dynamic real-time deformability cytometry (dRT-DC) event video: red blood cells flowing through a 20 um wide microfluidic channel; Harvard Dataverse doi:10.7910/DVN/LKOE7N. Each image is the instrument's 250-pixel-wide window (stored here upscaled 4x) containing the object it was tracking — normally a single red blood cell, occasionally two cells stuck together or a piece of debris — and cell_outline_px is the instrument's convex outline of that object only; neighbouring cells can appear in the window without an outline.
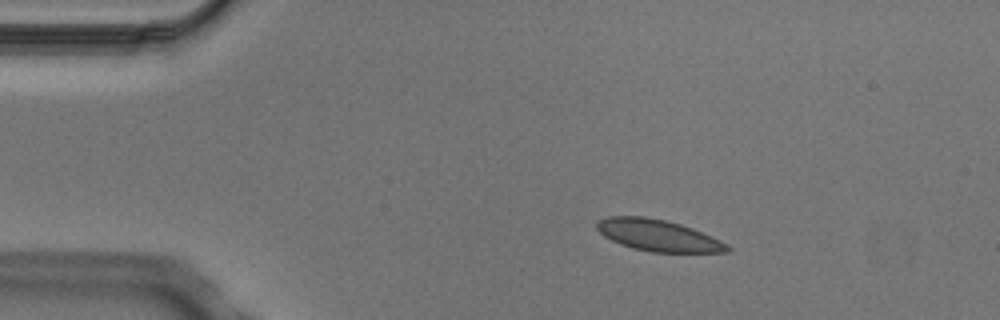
{"species": "Egyptian fruit bat (a non-hibernating species)", "species_latin": "Rousettus aegyptiacus", "temperature_condition": "cold", "stored_images_in_passage": 3, "camera_frame_rate_fps": 3000, "um_per_image_px": 0.085, "animal": {"sex": "male"}, "frame": {"image": 1, "passage_image": 1, "time_ms": 0.0, "image_size_px": [1000, 320], "cell_outline_px": [[732, 248], [728, 252], [652, 252], [632, 248], [620, 244], [604, 236], [596, 228], [596, 220], [608, 216], [644, 216], [664, 220], [680, 224], [692, 228], [712, 236], [728, 244]], "centroid_in_image_um": [55.93, 20.0], "position_along_channel_um": 29.1, "area_um2": 23.99}}
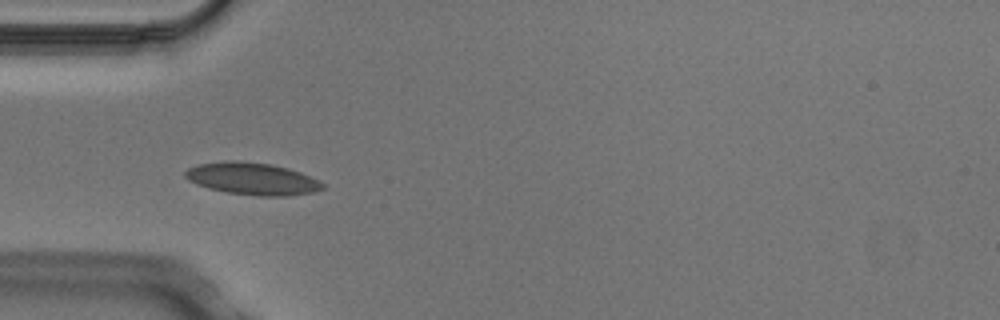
{"frame": {"image": 2, "passage_image": 2, "time_ms": 0.333, "image_size_px": [1000, 320], "cell_outline_px": [[324, 188], [312, 192], [288, 196], [260, 196], [228, 192], [208, 188], [196, 184], [188, 180], [184, 176], [184, 172], [188, 168], [196, 164], [228, 160], [232, 160], [268, 164], [288, 168], [300, 172], [320, 180], [324, 184]], "centroid_in_image_um": [21.43, 15.19], "position_along_channel_um": 63.6, "area_um2": 25.72}}
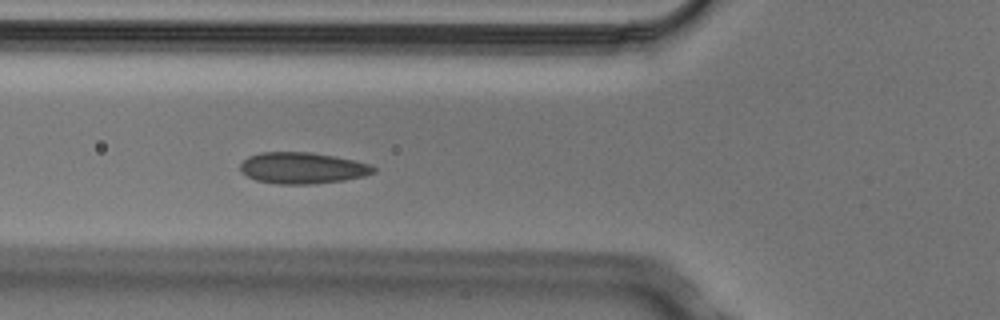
{"frame": {"image": 3, "passage_image": 3, "time_ms": 0.667, "image_size_px": [1000, 320], "cell_outline_px": [[376, 172], [364, 176], [344, 180], [312, 184], [276, 184], [256, 180], [240, 172], [240, 164], [248, 156], [260, 152], [312, 152], [372, 164], [376, 168]], "centroid_in_image_um": [25.7, 14.28], "position_along_channel_um": 100.1, "area_um2": 24.39}}